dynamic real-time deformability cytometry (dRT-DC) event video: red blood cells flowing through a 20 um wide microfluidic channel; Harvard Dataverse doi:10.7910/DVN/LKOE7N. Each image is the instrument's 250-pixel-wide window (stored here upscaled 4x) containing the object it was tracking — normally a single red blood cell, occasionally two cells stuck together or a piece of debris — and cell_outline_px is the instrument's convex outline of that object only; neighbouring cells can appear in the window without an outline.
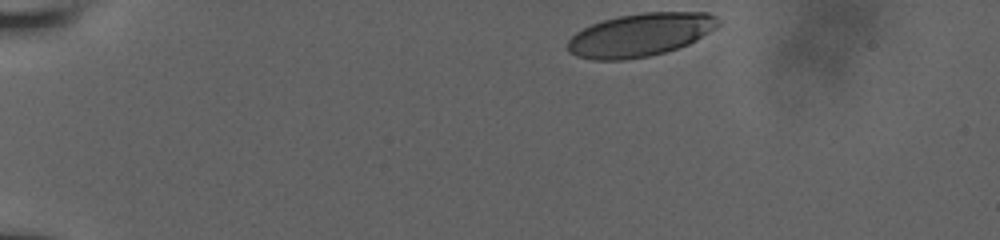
{"species": "human", "species_latin": "Homo sapiens", "temperature_condition": "room temperature", "stored_images_in_passage": 28, "camera_frame_rate_fps": 3000, "um_per_image_px": 0.085, "donor": {"sex": "male"}, "frame": {"image": 1, "passage_image": 1, "time_ms": 0.0, "image_size_px": [1000, 240], "cell_outline_px": [[720, 24], [716, 28], [696, 40], [688, 44], [664, 52], [648, 56], [624, 60], [592, 60], [576, 56], [568, 52], [568, 40], [576, 32], [592, 24], [604, 20], [620, 16], [644, 12], [708, 12], [716, 16], [720, 20]], "centroid_in_image_um": [54.43, 2.96], "position_along_channel_um": 30.6, "area_um2": 37.8}}
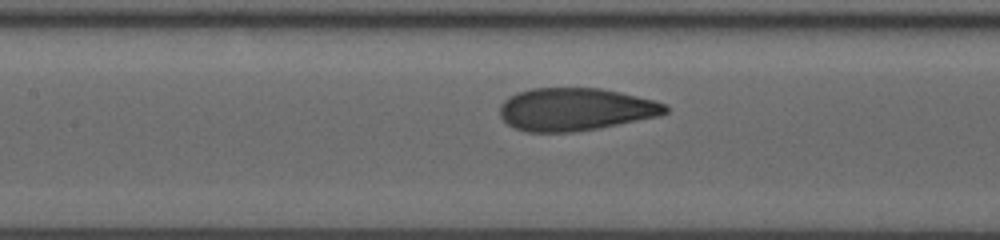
{"frame": {"image": 2, "passage_image": 18, "time_ms": 5.667, "image_size_px": [1000, 240], "cell_outline_px": [[668, 112], [660, 116], [596, 128], [572, 132], [528, 132], [516, 128], [508, 124], [500, 116], [500, 104], [508, 96], [516, 92], [532, 88], [600, 88], [620, 92], [668, 104]], "centroid_in_image_um": [48.89, 9.28], "position_along_channel_um": 158.5, "area_um2": 41.15}}
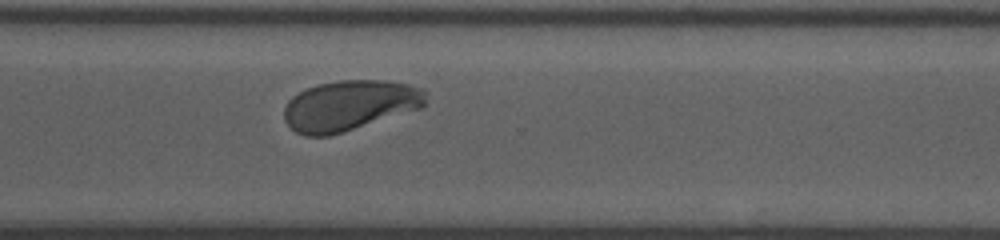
{"frame": {"image": 3, "passage_image": 28, "time_ms": 10.333, "image_size_px": [1000, 240], "cell_outline_px": [[428, 92], [424, 104], [420, 108], [328, 136], [304, 136], [296, 132], [284, 120], [284, 108], [288, 100], [292, 96], [316, 84], [340, 80], [388, 80], [408, 84], [424, 88]], "centroid_in_image_um": [29.71, 8.94], "position_along_channel_um": 340.9, "area_um2": 41.44}}